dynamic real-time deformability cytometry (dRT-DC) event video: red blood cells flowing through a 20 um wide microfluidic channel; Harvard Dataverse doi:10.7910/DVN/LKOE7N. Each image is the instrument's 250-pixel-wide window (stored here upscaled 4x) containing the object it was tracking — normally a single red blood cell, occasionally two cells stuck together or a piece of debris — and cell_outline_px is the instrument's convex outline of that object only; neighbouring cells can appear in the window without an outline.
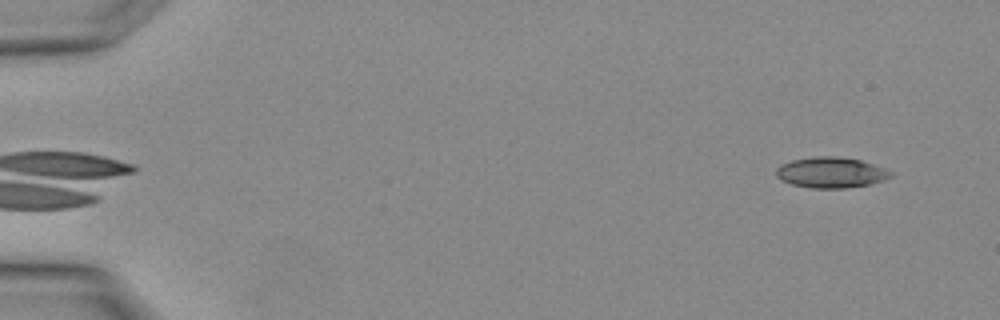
{"species": "Egyptian fruit bat (a non-hibernating species)", "species_latin": "Rousettus aegyptiacus", "temperature_condition": "warm", "stored_images_in_passage": 2, "camera_frame_rate_fps": 3000, "um_per_image_px": 0.085, "animal": {"sex": "female"}, "frame": {"image": 1, "passage_image": 2, "time_ms": 0.333, "image_size_px": [1000, 320], "cell_outline_px": [[892, 176], [884, 180], [868, 184], [844, 188], [812, 188], [792, 184], [780, 180], [776, 176], [776, 168], [780, 164], [792, 160], [812, 156], [836, 156], [860, 160], [884, 168], [892, 172]], "centroid_in_image_um": [70.59, 14.65], "position_along_channel_um": 14.4, "area_um2": 20.46}}